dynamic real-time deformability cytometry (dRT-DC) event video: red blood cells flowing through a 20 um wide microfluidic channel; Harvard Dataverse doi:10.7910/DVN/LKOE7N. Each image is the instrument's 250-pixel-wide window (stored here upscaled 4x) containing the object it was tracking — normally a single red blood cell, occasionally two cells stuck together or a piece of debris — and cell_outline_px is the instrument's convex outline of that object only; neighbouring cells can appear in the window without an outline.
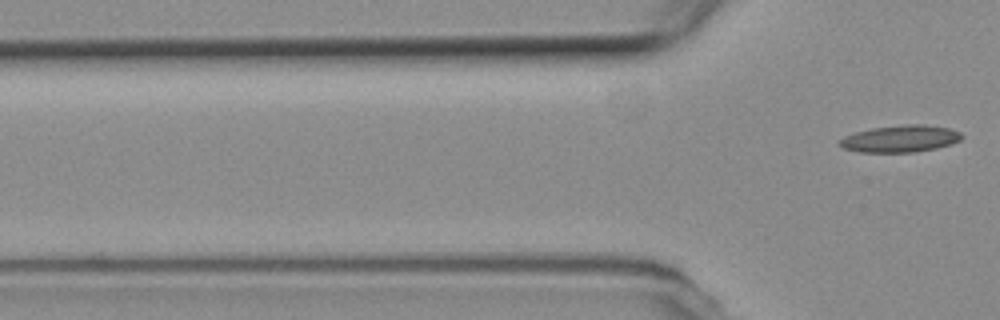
{"species": "common noctule bat (a hibernating species)", "species_latin": "Nyctalus noctula", "temperature_condition": "room temperature", "stored_images_in_passage": 11, "camera_frame_rate_fps": 3000, "um_per_image_px": 0.085, "animal": {"sex": "female", "body_mass_g": 19.3, "forearm_length_mm": 54.1}, "frame": {"image": 1, "passage_image": 11, "time_ms": 3.333, "image_size_px": [1000, 320], "cell_outline_px": [[964, 136], [960, 140], [952, 144], [936, 148], [912, 152], [860, 152], [844, 148], [840, 144], [840, 140], [844, 136], [856, 132], [872, 128], [908, 124], [924, 124], [948, 128], [960, 132]], "centroid_in_image_um": [76.56, 11.79], "position_along_channel_um": 49.2, "area_um2": 19.02}}